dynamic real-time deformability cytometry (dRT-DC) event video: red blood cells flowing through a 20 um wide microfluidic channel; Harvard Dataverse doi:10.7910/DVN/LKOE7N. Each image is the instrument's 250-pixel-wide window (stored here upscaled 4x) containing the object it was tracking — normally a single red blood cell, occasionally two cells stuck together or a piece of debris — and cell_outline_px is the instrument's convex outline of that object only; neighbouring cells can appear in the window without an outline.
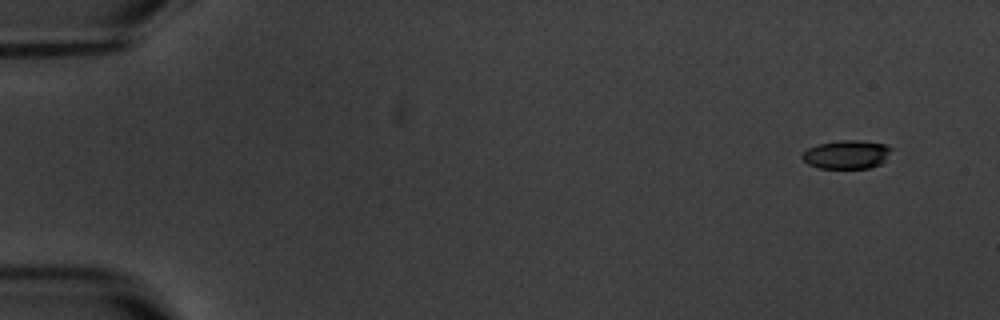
{"species": "common noctule bat (a hibernating species)", "species_latin": "Nyctalus noctula", "temperature_condition": "warm", "stored_images_in_passage": 6, "segment_of_instrument_passage": [1, 2], "camera_frame_rate_fps": 3000, "um_per_image_px": 0.085, "animal": {"sex": "male", "body_mass_g": 20.1, "forearm_length_mm": 53.5}, "frame": {"image": 1, "passage_image": 1, "time_ms": 0.0, "image_size_px": [1000, 320], "cell_outline_px": [[892, 148], [884, 160], [880, 164], [868, 168], [820, 168], [808, 164], [800, 156], [808, 148], [820, 144], [840, 140], [860, 140], [884, 144]], "centroid_in_image_um": [71.95, 13.13], "position_along_channel_um": 13.1, "area_um2": 14.62}}
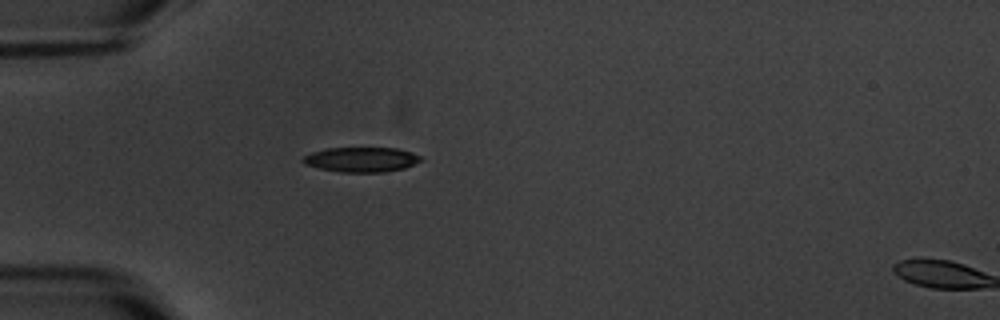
{"frame": {"image": 2, "passage_image": 5, "time_ms": 4.667, "image_size_px": [1000, 320], "cell_outline_px": [[424, 160], [404, 168], [384, 172], [340, 172], [320, 168], [304, 164], [300, 160], [304, 156], [312, 152], [328, 148], [396, 148], [412, 152], [420, 156]], "centroid_in_image_um": [30.72, 13.56], "position_along_channel_um": 54.3, "area_um2": 17.05}}